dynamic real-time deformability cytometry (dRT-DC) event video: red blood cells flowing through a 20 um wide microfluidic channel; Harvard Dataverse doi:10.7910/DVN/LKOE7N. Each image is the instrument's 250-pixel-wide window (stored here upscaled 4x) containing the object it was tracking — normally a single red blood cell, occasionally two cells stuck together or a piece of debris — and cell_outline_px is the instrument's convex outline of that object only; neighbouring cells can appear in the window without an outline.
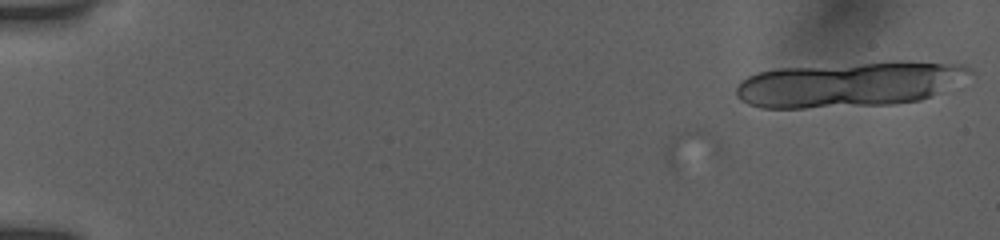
{"species": "human", "species_latin": "Homo sapiens", "temperature_condition": "room temperature", "stored_images_in_passage": 2, "camera_frame_rate_fps": 3000, "um_per_image_px": 0.085, "donor": {"sex": "female"}, "frame": {"image": 1, "passage_image": 2, "time_ms": 0.333, "image_size_px": [1000, 240], "cell_outline_px": [[972, 72], [940, 92], [920, 100], [892, 104], [804, 108], [760, 108], [748, 104], [740, 100], [736, 96], [736, 88], [740, 80], [756, 72], [776, 68], [864, 64], [964, 64]], "centroid_in_image_um": [71.99, 7.22], "position_along_channel_um": 13.0, "area_um2": 59.65}}